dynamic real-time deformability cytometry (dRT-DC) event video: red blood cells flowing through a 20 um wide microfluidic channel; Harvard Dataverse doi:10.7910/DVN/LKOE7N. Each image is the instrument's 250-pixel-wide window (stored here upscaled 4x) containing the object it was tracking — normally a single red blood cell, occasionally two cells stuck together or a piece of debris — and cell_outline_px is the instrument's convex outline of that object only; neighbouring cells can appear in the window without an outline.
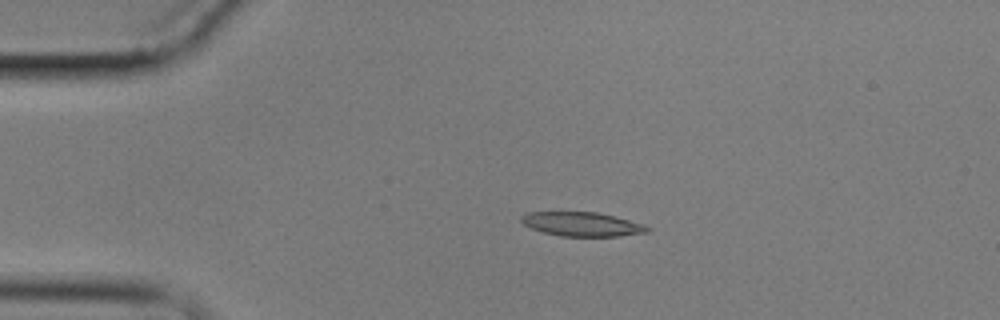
{"species": "common noctule bat (a hibernating species)", "species_latin": "Nyctalus noctula", "temperature_condition": "cold", "stored_images_in_passage": 8, "camera_frame_rate_fps": 3000, "um_per_image_px": 0.085, "animal": {"sex": "male", "body_mass_g": 17.9}, "frame": {"image": 1, "passage_image": 3, "time_ms": 2.333, "image_size_px": [1000, 320], "cell_outline_px": [[652, 228], [648, 232], [620, 236], [560, 236], [544, 232], [532, 228], [524, 224], [520, 220], [520, 216], [528, 212], [596, 212], [644, 224]], "centroid_in_image_um": [49.47, 19.05], "position_along_channel_um": 35.5, "area_um2": 17.57}}
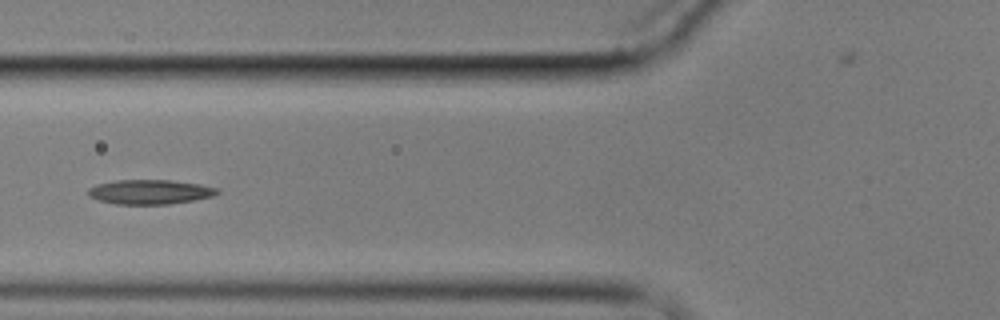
{"frame": {"image": 2, "passage_image": 6, "time_ms": 5.667, "image_size_px": [1000, 320], "cell_outline_px": [[220, 192], [212, 196], [192, 200], [168, 204], [116, 204], [100, 200], [88, 196], [88, 188], [96, 184], [116, 180], [172, 180], [200, 184], [216, 188]], "centroid_in_image_um": [12.71, 16.3], "position_along_channel_um": 113.1, "area_um2": 18.32}}
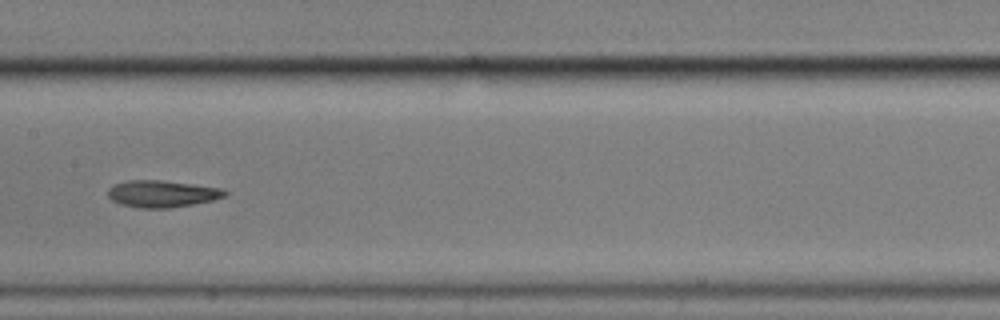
{"frame": {"image": 3, "passage_image": 8, "time_ms": 8.0, "image_size_px": [1000, 320], "cell_outline_px": [[228, 192], [224, 196], [212, 200], [192, 204], [168, 208], [140, 208], [120, 204], [112, 200], [108, 196], [108, 188], [116, 184], [128, 180], [160, 180], [224, 188]], "centroid_in_image_um": [13.77, 16.47], "position_along_channel_um": 193.6, "area_um2": 18.21}}